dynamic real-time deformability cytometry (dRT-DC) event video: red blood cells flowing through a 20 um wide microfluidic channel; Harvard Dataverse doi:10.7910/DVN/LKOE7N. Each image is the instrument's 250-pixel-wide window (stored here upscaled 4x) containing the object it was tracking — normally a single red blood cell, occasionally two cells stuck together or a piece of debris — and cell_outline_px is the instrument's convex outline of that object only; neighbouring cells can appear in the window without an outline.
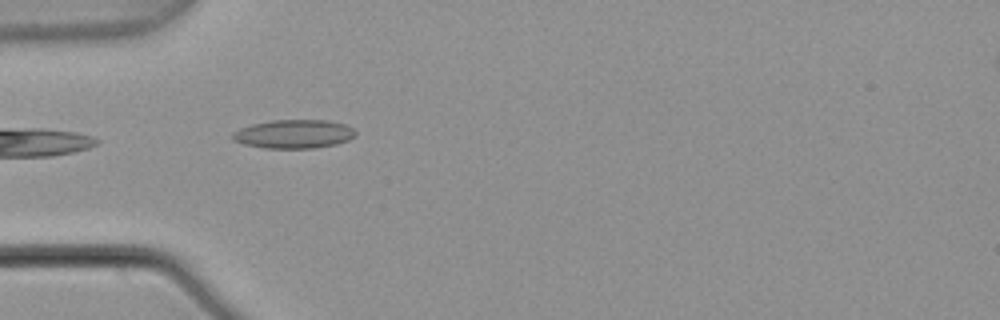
{"species": "common noctule bat (a hibernating species)", "species_latin": "Nyctalus noctula", "temperature_condition": "warm", "stored_images_in_passage": 7, "camera_frame_rate_fps": 3000, "um_per_image_px": 0.085, "animal": {"sex": "male", "body_mass_g": 21.5, "forearm_length_mm": 52.0}, "frame": {"image": 1, "passage_image": 6, "time_ms": 1.667, "image_size_px": [1000, 320], "cell_outline_px": [[356, 136], [348, 140], [336, 144], [316, 148], [264, 148], [244, 144], [232, 140], [232, 132], [240, 128], [252, 124], [272, 120], [328, 120], [344, 124], [352, 128], [356, 132]], "centroid_in_image_um": [24.97, 11.39], "position_along_channel_um": 60.0, "area_um2": 20.63}}
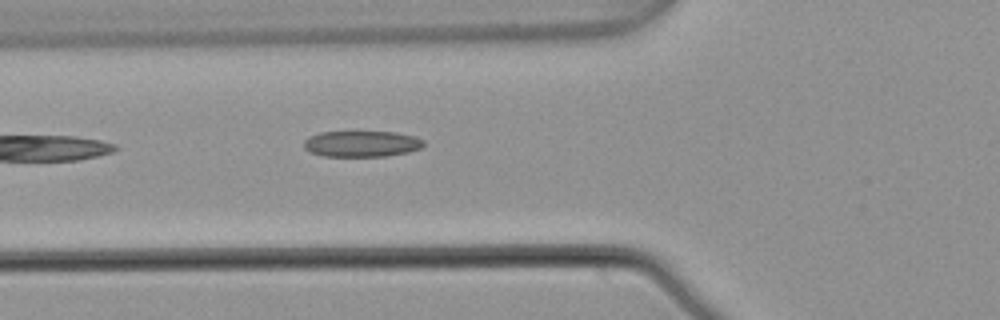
{"frame": {"image": 2, "passage_image": 7, "time_ms": 2.0, "image_size_px": [1000, 320], "cell_outline_px": [[424, 144], [420, 148], [408, 152], [388, 156], [324, 156], [312, 152], [304, 148], [304, 140], [308, 136], [320, 132], [396, 132], [416, 136], [424, 140]], "centroid_in_image_um": [30.76, 12.22], "position_along_channel_um": 95.0, "area_um2": 18.21}}